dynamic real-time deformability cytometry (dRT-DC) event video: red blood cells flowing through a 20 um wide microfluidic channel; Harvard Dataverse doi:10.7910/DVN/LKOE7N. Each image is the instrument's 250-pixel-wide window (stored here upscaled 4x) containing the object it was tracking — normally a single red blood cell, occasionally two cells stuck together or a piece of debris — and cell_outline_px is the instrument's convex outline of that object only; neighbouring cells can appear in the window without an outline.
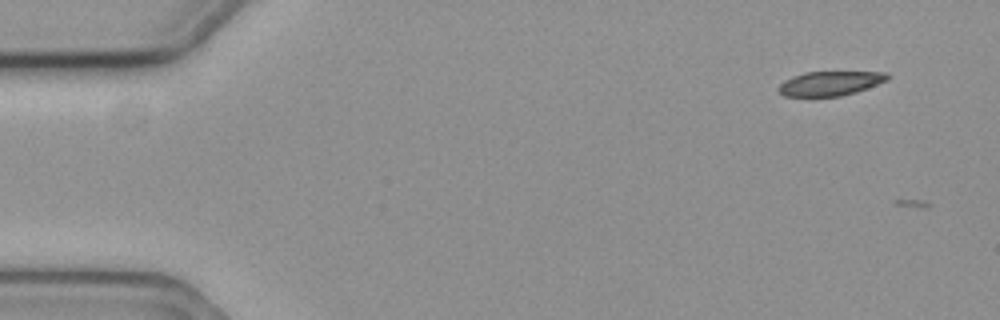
{"species": "common noctule bat (a hibernating species)", "species_latin": "Nyctalus noctula", "temperature_condition": "cold", "stored_images_in_passage": 3, "camera_frame_rate_fps": 3000, "um_per_image_px": 0.085, "animal": {"sex": "female", "body_mass_g": 19.3, "forearm_length_mm": 54.1}, "frame": {"image": 1, "passage_image": 2, "time_ms": 0.333, "image_size_px": [1000, 320], "cell_outline_px": [[892, 76], [888, 80], [856, 92], [840, 96], [784, 96], [776, 88], [784, 80], [792, 76], [804, 72], [888, 72]], "centroid_in_image_um": [70.57, 7.08], "position_along_channel_um": 14.4, "area_um2": 15.55}}